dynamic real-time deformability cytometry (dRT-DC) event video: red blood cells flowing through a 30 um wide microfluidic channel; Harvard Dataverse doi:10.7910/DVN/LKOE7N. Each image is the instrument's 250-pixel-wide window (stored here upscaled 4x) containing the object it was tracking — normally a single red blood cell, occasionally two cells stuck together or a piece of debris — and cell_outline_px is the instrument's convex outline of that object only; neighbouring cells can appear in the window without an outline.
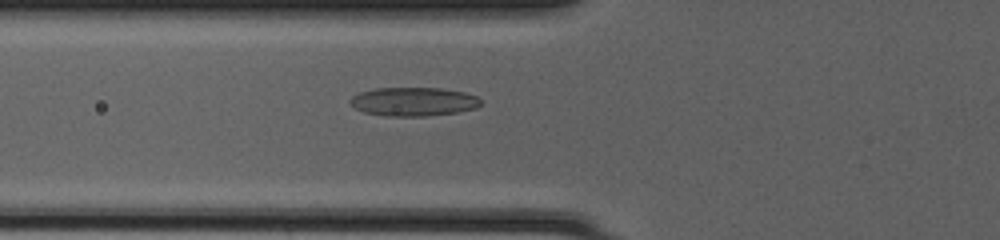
{"species": "common noctule bat (a hibernating species)", "species_latin": "Nyctalus noctula", "temperature_condition": "cold", "stored_images_in_passage": 49, "camera_frame_rate_fps": 3000, "um_per_image_px": 0.085, "animal": {"sex": "female", "body_mass_g": 20.0, "forearm_length_mm": 54.0}, "frame": {"image": 1, "passage_image": 19, "time_ms": 6.0, "image_size_px": [1000, 240], "cell_outline_px": [[480, 104], [476, 108], [456, 112], [424, 116], [388, 116], [364, 112], [348, 104], [348, 100], [352, 96], [360, 92], [376, 88], [444, 88], [464, 92], [476, 96], [480, 100]], "centroid_in_image_um": [35.11, 8.63], "position_along_channel_um": 90.7, "area_um2": 21.85}}
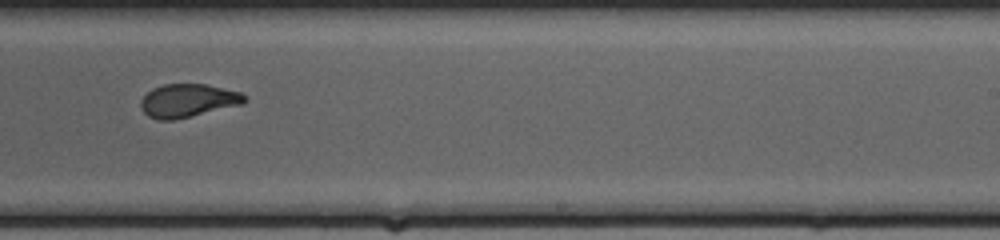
{"frame": {"image": 2, "passage_image": 32, "time_ms": 10.333, "image_size_px": [1000, 240], "cell_outline_px": [[248, 100], [244, 104], [172, 120], [160, 120], [148, 116], [144, 112], [140, 104], [140, 100], [152, 88], [164, 84], [204, 84], [240, 92], [248, 96]], "centroid_in_image_um": [16.0, 8.54], "position_along_channel_um": 273.0, "area_um2": 20.06}}
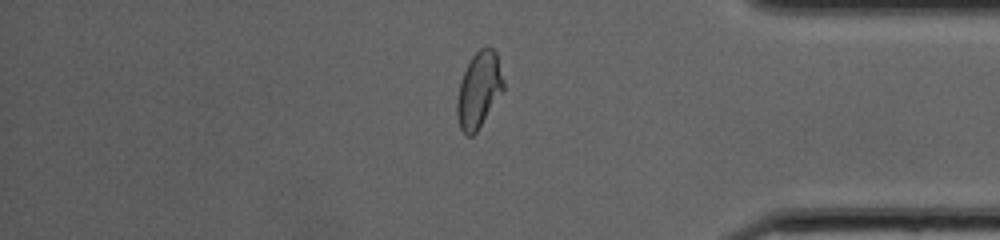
{"frame": {"image": 3, "passage_image": 42, "time_ms": 13.667, "image_size_px": [1000, 240], "cell_outline_px": [[504, 92], [476, 132], [472, 136], [468, 136], [460, 128], [456, 116], [456, 100], [460, 80], [472, 56], [480, 48], [492, 48], [496, 52], [504, 80]], "centroid_in_image_um": [40.71, 7.66], "position_along_channel_um": 394.5, "area_um2": 20.69}, "authors_computed_cell_mechanics": {"area_um2": 20.808, "velocity_mm_per_s": 4.185, "shape_relaxation_time_tau1_ms": 5.7031, "shape_relaxation_time_tau2_ms": 0.9294, "deformation_change_tau1": 0.1905, "deformation_change_tau2": 0.0761}}